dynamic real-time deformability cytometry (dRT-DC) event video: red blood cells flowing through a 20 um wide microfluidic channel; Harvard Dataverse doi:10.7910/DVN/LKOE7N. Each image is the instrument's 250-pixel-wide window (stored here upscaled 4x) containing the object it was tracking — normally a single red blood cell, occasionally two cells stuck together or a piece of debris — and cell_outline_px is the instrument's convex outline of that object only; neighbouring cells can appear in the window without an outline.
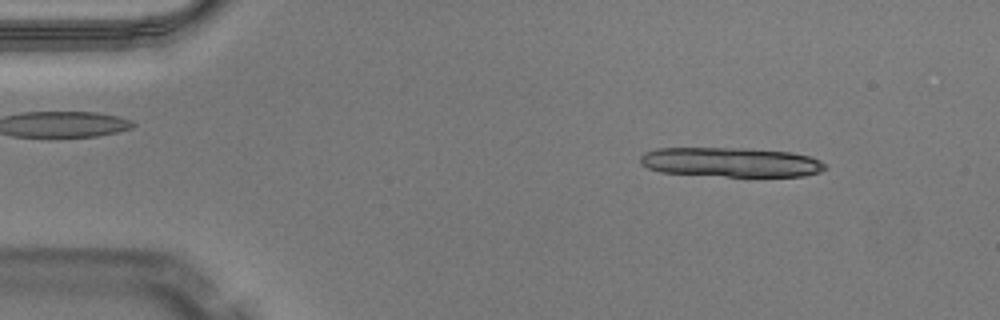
{"species": "Egyptian fruit bat (a non-hibernating species)", "species_latin": "Rousettus aegyptiacus", "temperature_condition": "warm", "stored_images_in_passage": 42, "segment_of_instrument_passage": [1, 2], "camera_frame_rate_fps": 3000, "um_per_image_px": 0.085, "animal": {"sex": "male"}, "frame": {"image": 1, "passage_image": 5, "time_ms": 1.333, "image_size_px": [1000, 320], "cell_outline_px": [[828, 168], [820, 172], [804, 176], [728, 176], [660, 172], [648, 168], [640, 164], [640, 156], [644, 152], [656, 148], [748, 148], [792, 152], [812, 156], [820, 160]], "centroid_in_image_um": [62.14, 13.78], "position_along_channel_um": 22.9, "area_um2": 32.02}}